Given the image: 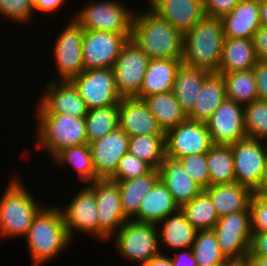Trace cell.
Returning a JSON list of instances; mask_svg holds the SVG:
<instances>
[{
	"mask_svg": "<svg viewBox=\"0 0 267 266\" xmlns=\"http://www.w3.org/2000/svg\"><path fill=\"white\" fill-rule=\"evenodd\" d=\"M134 13L119 1L92 2L78 11L74 19L84 30L108 31L120 34H132Z\"/></svg>",
	"mask_w": 267,
	"mask_h": 266,
	"instance_id": "52a82bcc",
	"label": "cell"
},
{
	"mask_svg": "<svg viewBox=\"0 0 267 266\" xmlns=\"http://www.w3.org/2000/svg\"><path fill=\"white\" fill-rule=\"evenodd\" d=\"M221 19L225 37L252 39L261 26L259 0H241Z\"/></svg>",
	"mask_w": 267,
	"mask_h": 266,
	"instance_id": "603a6c76",
	"label": "cell"
},
{
	"mask_svg": "<svg viewBox=\"0 0 267 266\" xmlns=\"http://www.w3.org/2000/svg\"><path fill=\"white\" fill-rule=\"evenodd\" d=\"M149 60L132 39L122 47L113 66L116 88L121 98H135L139 94Z\"/></svg>",
	"mask_w": 267,
	"mask_h": 266,
	"instance_id": "8fae6325",
	"label": "cell"
},
{
	"mask_svg": "<svg viewBox=\"0 0 267 266\" xmlns=\"http://www.w3.org/2000/svg\"><path fill=\"white\" fill-rule=\"evenodd\" d=\"M154 168L144 160L127 152L119 160L115 173L109 178L111 180H130L150 173Z\"/></svg>",
	"mask_w": 267,
	"mask_h": 266,
	"instance_id": "60d3db41",
	"label": "cell"
},
{
	"mask_svg": "<svg viewBox=\"0 0 267 266\" xmlns=\"http://www.w3.org/2000/svg\"><path fill=\"white\" fill-rule=\"evenodd\" d=\"M217 266H238V265L235 264L234 262H226V263H223V264L217 265Z\"/></svg>",
	"mask_w": 267,
	"mask_h": 266,
	"instance_id": "9f6ffc18",
	"label": "cell"
},
{
	"mask_svg": "<svg viewBox=\"0 0 267 266\" xmlns=\"http://www.w3.org/2000/svg\"><path fill=\"white\" fill-rule=\"evenodd\" d=\"M224 38L222 19L205 15L183 34V64L218 73Z\"/></svg>",
	"mask_w": 267,
	"mask_h": 266,
	"instance_id": "7a4b0ae2",
	"label": "cell"
},
{
	"mask_svg": "<svg viewBox=\"0 0 267 266\" xmlns=\"http://www.w3.org/2000/svg\"><path fill=\"white\" fill-rule=\"evenodd\" d=\"M257 60L267 63V27L260 26L252 37Z\"/></svg>",
	"mask_w": 267,
	"mask_h": 266,
	"instance_id": "bcb514c9",
	"label": "cell"
},
{
	"mask_svg": "<svg viewBox=\"0 0 267 266\" xmlns=\"http://www.w3.org/2000/svg\"><path fill=\"white\" fill-rule=\"evenodd\" d=\"M242 266H267V257L252 256L248 253Z\"/></svg>",
	"mask_w": 267,
	"mask_h": 266,
	"instance_id": "f5cc1de1",
	"label": "cell"
},
{
	"mask_svg": "<svg viewBox=\"0 0 267 266\" xmlns=\"http://www.w3.org/2000/svg\"><path fill=\"white\" fill-rule=\"evenodd\" d=\"M244 125L248 138L267 141V101L244 105Z\"/></svg>",
	"mask_w": 267,
	"mask_h": 266,
	"instance_id": "ab89813d",
	"label": "cell"
},
{
	"mask_svg": "<svg viewBox=\"0 0 267 266\" xmlns=\"http://www.w3.org/2000/svg\"><path fill=\"white\" fill-rule=\"evenodd\" d=\"M156 226L157 224L127 221L116 232L117 250L126 260H133L132 262H138L142 266L160 253Z\"/></svg>",
	"mask_w": 267,
	"mask_h": 266,
	"instance_id": "ba28073f",
	"label": "cell"
},
{
	"mask_svg": "<svg viewBox=\"0 0 267 266\" xmlns=\"http://www.w3.org/2000/svg\"><path fill=\"white\" fill-rule=\"evenodd\" d=\"M255 193L263 198L267 199V167L259 188L255 191Z\"/></svg>",
	"mask_w": 267,
	"mask_h": 266,
	"instance_id": "11a10c76",
	"label": "cell"
},
{
	"mask_svg": "<svg viewBox=\"0 0 267 266\" xmlns=\"http://www.w3.org/2000/svg\"><path fill=\"white\" fill-rule=\"evenodd\" d=\"M148 6L182 34L189 31L204 16L203 0H149Z\"/></svg>",
	"mask_w": 267,
	"mask_h": 266,
	"instance_id": "ffe728a7",
	"label": "cell"
},
{
	"mask_svg": "<svg viewBox=\"0 0 267 266\" xmlns=\"http://www.w3.org/2000/svg\"><path fill=\"white\" fill-rule=\"evenodd\" d=\"M46 87V95L41 97L36 114L63 113L73 117H85L88 109L71 81L60 80L57 83L52 80Z\"/></svg>",
	"mask_w": 267,
	"mask_h": 266,
	"instance_id": "ac0fdd59",
	"label": "cell"
},
{
	"mask_svg": "<svg viewBox=\"0 0 267 266\" xmlns=\"http://www.w3.org/2000/svg\"><path fill=\"white\" fill-rule=\"evenodd\" d=\"M212 145L205 122L186 119L165 132V156L172 159L207 153Z\"/></svg>",
	"mask_w": 267,
	"mask_h": 266,
	"instance_id": "4fadbf2b",
	"label": "cell"
},
{
	"mask_svg": "<svg viewBox=\"0 0 267 266\" xmlns=\"http://www.w3.org/2000/svg\"><path fill=\"white\" fill-rule=\"evenodd\" d=\"M225 99L223 77L212 73L204 81L192 110L187 114V119L206 122Z\"/></svg>",
	"mask_w": 267,
	"mask_h": 266,
	"instance_id": "f1b7e54d",
	"label": "cell"
},
{
	"mask_svg": "<svg viewBox=\"0 0 267 266\" xmlns=\"http://www.w3.org/2000/svg\"><path fill=\"white\" fill-rule=\"evenodd\" d=\"M182 63V59H150L139 94L135 98L143 100L150 95L172 91L176 73Z\"/></svg>",
	"mask_w": 267,
	"mask_h": 266,
	"instance_id": "d4e9b609",
	"label": "cell"
},
{
	"mask_svg": "<svg viewBox=\"0 0 267 266\" xmlns=\"http://www.w3.org/2000/svg\"><path fill=\"white\" fill-rule=\"evenodd\" d=\"M158 170L160 179L167 186L179 207L190 202L204 191L188 176L179 160L165 156Z\"/></svg>",
	"mask_w": 267,
	"mask_h": 266,
	"instance_id": "7402d4cb",
	"label": "cell"
},
{
	"mask_svg": "<svg viewBox=\"0 0 267 266\" xmlns=\"http://www.w3.org/2000/svg\"><path fill=\"white\" fill-rule=\"evenodd\" d=\"M159 179V170L153 169L141 177L130 180H113L118 183L122 212L129 221L137 215L142 199Z\"/></svg>",
	"mask_w": 267,
	"mask_h": 266,
	"instance_id": "4dcf8cb0",
	"label": "cell"
},
{
	"mask_svg": "<svg viewBox=\"0 0 267 266\" xmlns=\"http://www.w3.org/2000/svg\"><path fill=\"white\" fill-rule=\"evenodd\" d=\"M212 230L224 256L242 265L249 253L252 236L250 208L219 217Z\"/></svg>",
	"mask_w": 267,
	"mask_h": 266,
	"instance_id": "8992f818",
	"label": "cell"
},
{
	"mask_svg": "<svg viewBox=\"0 0 267 266\" xmlns=\"http://www.w3.org/2000/svg\"><path fill=\"white\" fill-rule=\"evenodd\" d=\"M249 208L251 233L267 232V199L253 192Z\"/></svg>",
	"mask_w": 267,
	"mask_h": 266,
	"instance_id": "ee69618b",
	"label": "cell"
},
{
	"mask_svg": "<svg viewBox=\"0 0 267 266\" xmlns=\"http://www.w3.org/2000/svg\"><path fill=\"white\" fill-rule=\"evenodd\" d=\"M128 152L159 169L165 157V135L130 136Z\"/></svg>",
	"mask_w": 267,
	"mask_h": 266,
	"instance_id": "74e56055",
	"label": "cell"
},
{
	"mask_svg": "<svg viewBox=\"0 0 267 266\" xmlns=\"http://www.w3.org/2000/svg\"><path fill=\"white\" fill-rule=\"evenodd\" d=\"M261 26L267 27V0H259Z\"/></svg>",
	"mask_w": 267,
	"mask_h": 266,
	"instance_id": "db71d44e",
	"label": "cell"
},
{
	"mask_svg": "<svg viewBox=\"0 0 267 266\" xmlns=\"http://www.w3.org/2000/svg\"><path fill=\"white\" fill-rule=\"evenodd\" d=\"M214 145H232L247 138L244 105L225 99L205 122Z\"/></svg>",
	"mask_w": 267,
	"mask_h": 266,
	"instance_id": "2e32d148",
	"label": "cell"
},
{
	"mask_svg": "<svg viewBox=\"0 0 267 266\" xmlns=\"http://www.w3.org/2000/svg\"><path fill=\"white\" fill-rule=\"evenodd\" d=\"M249 253L252 256L267 257V232L252 233Z\"/></svg>",
	"mask_w": 267,
	"mask_h": 266,
	"instance_id": "c3c4849f",
	"label": "cell"
},
{
	"mask_svg": "<svg viewBox=\"0 0 267 266\" xmlns=\"http://www.w3.org/2000/svg\"><path fill=\"white\" fill-rule=\"evenodd\" d=\"M85 122L88 144L103 138L119 127V104L89 109Z\"/></svg>",
	"mask_w": 267,
	"mask_h": 266,
	"instance_id": "e575fe53",
	"label": "cell"
},
{
	"mask_svg": "<svg viewBox=\"0 0 267 266\" xmlns=\"http://www.w3.org/2000/svg\"><path fill=\"white\" fill-rule=\"evenodd\" d=\"M64 1L66 0H33L34 2V11L41 12H55L58 8L63 5Z\"/></svg>",
	"mask_w": 267,
	"mask_h": 266,
	"instance_id": "f907efd6",
	"label": "cell"
},
{
	"mask_svg": "<svg viewBox=\"0 0 267 266\" xmlns=\"http://www.w3.org/2000/svg\"><path fill=\"white\" fill-rule=\"evenodd\" d=\"M37 145L54 157L60 150L87 143L85 117L68 114H36Z\"/></svg>",
	"mask_w": 267,
	"mask_h": 266,
	"instance_id": "5b68a950",
	"label": "cell"
},
{
	"mask_svg": "<svg viewBox=\"0 0 267 266\" xmlns=\"http://www.w3.org/2000/svg\"><path fill=\"white\" fill-rule=\"evenodd\" d=\"M258 99L267 101V63L258 61L253 67Z\"/></svg>",
	"mask_w": 267,
	"mask_h": 266,
	"instance_id": "7dc6e473",
	"label": "cell"
},
{
	"mask_svg": "<svg viewBox=\"0 0 267 266\" xmlns=\"http://www.w3.org/2000/svg\"><path fill=\"white\" fill-rule=\"evenodd\" d=\"M257 62L252 39L224 38L218 73L250 70Z\"/></svg>",
	"mask_w": 267,
	"mask_h": 266,
	"instance_id": "4316f807",
	"label": "cell"
},
{
	"mask_svg": "<svg viewBox=\"0 0 267 266\" xmlns=\"http://www.w3.org/2000/svg\"><path fill=\"white\" fill-rule=\"evenodd\" d=\"M171 258L173 266H198L192 248L188 251L184 249L181 253H175Z\"/></svg>",
	"mask_w": 267,
	"mask_h": 266,
	"instance_id": "681fc988",
	"label": "cell"
},
{
	"mask_svg": "<svg viewBox=\"0 0 267 266\" xmlns=\"http://www.w3.org/2000/svg\"><path fill=\"white\" fill-rule=\"evenodd\" d=\"M210 186L235 183L231 145H212L206 153Z\"/></svg>",
	"mask_w": 267,
	"mask_h": 266,
	"instance_id": "d6a6232c",
	"label": "cell"
},
{
	"mask_svg": "<svg viewBox=\"0 0 267 266\" xmlns=\"http://www.w3.org/2000/svg\"><path fill=\"white\" fill-rule=\"evenodd\" d=\"M262 140L245 138L231 145L235 182L255 192L267 167V149Z\"/></svg>",
	"mask_w": 267,
	"mask_h": 266,
	"instance_id": "9c48e42d",
	"label": "cell"
},
{
	"mask_svg": "<svg viewBox=\"0 0 267 266\" xmlns=\"http://www.w3.org/2000/svg\"><path fill=\"white\" fill-rule=\"evenodd\" d=\"M53 159L57 164H70L78 172L80 180L86 184L95 181V170L89 144H81L60 150Z\"/></svg>",
	"mask_w": 267,
	"mask_h": 266,
	"instance_id": "8d00e7d4",
	"label": "cell"
},
{
	"mask_svg": "<svg viewBox=\"0 0 267 266\" xmlns=\"http://www.w3.org/2000/svg\"><path fill=\"white\" fill-rule=\"evenodd\" d=\"M137 266V265H136ZM142 266H173L170 255L162 254L161 252L153 256Z\"/></svg>",
	"mask_w": 267,
	"mask_h": 266,
	"instance_id": "816d5d0a",
	"label": "cell"
},
{
	"mask_svg": "<svg viewBox=\"0 0 267 266\" xmlns=\"http://www.w3.org/2000/svg\"><path fill=\"white\" fill-rule=\"evenodd\" d=\"M129 136L118 127L103 138L89 143L96 179L110 178L119 160L128 152Z\"/></svg>",
	"mask_w": 267,
	"mask_h": 266,
	"instance_id": "e0dca14e",
	"label": "cell"
},
{
	"mask_svg": "<svg viewBox=\"0 0 267 266\" xmlns=\"http://www.w3.org/2000/svg\"><path fill=\"white\" fill-rule=\"evenodd\" d=\"M84 31L73 18L56 39L53 54L61 81H71L84 71L82 53Z\"/></svg>",
	"mask_w": 267,
	"mask_h": 266,
	"instance_id": "9a60e30c",
	"label": "cell"
},
{
	"mask_svg": "<svg viewBox=\"0 0 267 266\" xmlns=\"http://www.w3.org/2000/svg\"><path fill=\"white\" fill-rule=\"evenodd\" d=\"M71 82L88 110L120 104L122 99L116 88L113 68L84 70Z\"/></svg>",
	"mask_w": 267,
	"mask_h": 266,
	"instance_id": "7c38bea8",
	"label": "cell"
},
{
	"mask_svg": "<svg viewBox=\"0 0 267 266\" xmlns=\"http://www.w3.org/2000/svg\"><path fill=\"white\" fill-rule=\"evenodd\" d=\"M211 199L212 205L219 217L245 211L250 204L253 192L239 183L211 185L204 189Z\"/></svg>",
	"mask_w": 267,
	"mask_h": 266,
	"instance_id": "484cf974",
	"label": "cell"
},
{
	"mask_svg": "<svg viewBox=\"0 0 267 266\" xmlns=\"http://www.w3.org/2000/svg\"><path fill=\"white\" fill-rule=\"evenodd\" d=\"M26 240L33 266L59 256L72 240L66 231L60 207H43L34 217Z\"/></svg>",
	"mask_w": 267,
	"mask_h": 266,
	"instance_id": "3957f363",
	"label": "cell"
},
{
	"mask_svg": "<svg viewBox=\"0 0 267 266\" xmlns=\"http://www.w3.org/2000/svg\"><path fill=\"white\" fill-rule=\"evenodd\" d=\"M143 101L164 132L187 119L186 113L182 110L172 91L150 95Z\"/></svg>",
	"mask_w": 267,
	"mask_h": 266,
	"instance_id": "1f68e13d",
	"label": "cell"
},
{
	"mask_svg": "<svg viewBox=\"0 0 267 266\" xmlns=\"http://www.w3.org/2000/svg\"><path fill=\"white\" fill-rule=\"evenodd\" d=\"M161 226L159 232V242L162 241L168 249L180 250L192 248L197 230L186 219L184 213L179 209L162 219L158 224Z\"/></svg>",
	"mask_w": 267,
	"mask_h": 266,
	"instance_id": "f546056e",
	"label": "cell"
},
{
	"mask_svg": "<svg viewBox=\"0 0 267 266\" xmlns=\"http://www.w3.org/2000/svg\"><path fill=\"white\" fill-rule=\"evenodd\" d=\"M180 209L167 186L159 179L142 199L138 213L131 221L157 224Z\"/></svg>",
	"mask_w": 267,
	"mask_h": 266,
	"instance_id": "cb8c5ba5",
	"label": "cell"
},
{
	"mask_svg": "<svg viewBox=\"0 0 267 266\" xmlns=\"http://www.w3.org/2000/svg\"><path fill=\"white\" fill-rule=\"evenodd\" d=\"M192 251L198 266H217L232 262L222 253L213 230L198 231Z\"/></svg>",
	"mask_w": 267,
	"mask_h": 266,
	"instance_id": "f35d334b",
	"label": "cell"
},
{
	"mask_svg": "<svg viewBox=\"0 0 267 266\" xmlns=\"http://www.w3.org/2000/svg\"><path fill=\"white\" fill-rule=\"evenodd\" d=\"M132 34L85 30L82 41L84 70L113 68Z\"/></svg>",
	"mask_w": 267,
	"mask_h": 266,
	"instance_id": "5bb4252c",
	"label": "cell"
},
{
	"mask_svg": "<svg viewBox=\"0 0 267 266\" xmlns=\"http://www.w3.org/2000/svg\"><path fill=\"white\" fill-rule=\"evenodd\" d=\"M97 201L98 238L107 241L129 221L121 208V197L118 183L109 178L96 179L88 185Z\"/></svg>",
	"mask_w": 267,
	"mask_h": 266,
	"instance_id": "30bf717a",
	"label": "cell"
},
{
	"mask_svg": "<svg viewBox=\"0 0 267 266\" xmlns=\"http://www.w3.org/2000/svg\"><path fill=\"white\" fill-rule=\"evenodd\" d=\"M6 186L0 199V237H26L34 217L44 207L37 205L33 196L17 176Z\"/></svg>",
	"mask_w": 267,
	"mask_h": 266,
	"instance_id": "277c9868",
	"label": "cell"
},
{
	"mask_svg": "<svg viewBox=\"0 0 267 266\" xmlns=\"http://www.w3.org/2000/svg\"><path fill=\"white\" fill-rule=\"evenodd\" d=\"M222 75L226 98L237 104L248 105L258 100V92L253 69L231 73H217Z\"/></svg>",
	"mask_w": 267,
	"mask_h": 266,
	"instance_id": "836d02e7",
	"label": "cell"
},
{
	"mask_svg": "<svg viewBox=\"0 0 267 266\" xmlns=\"http://www.w3.org/2000/svg\"><path fill=\"white\" fill-rule=\"evenodd\" d=\"M69 238L74 229L98 237V210L94 191L88 186L77 193L65 208H60Z\"/></svg>",
	"mask_w": 267,
	"mask_h": 266,
	"instance_id": "d6986e66",
	"label": "cell"
},
{
	"mask_svg": "<svg viewBox=\"0 0 267 266\" xmlns=\"http://www.w3.org/2000/svg\"><path fill=\"white\" fill-rule=\"evenodd\" d=\"M180 210L197 231L212 230L219 219L211 199L204 191L183 204Z\"/></svg>",
	"mask_w": 267,
	"mask_h": 266,
	"instance_id": "d590c367",
	"label": "cell"
},
{
	"mask_svg": "<svg viewBox=\"0 0 267 266\" xmlns=\"http://www.w3.org/2000/svg\"><path fill=\"white\" fill-rule=\"evenodd\" d=\"M188 176L203 189L210 187V173L206 161V153L187 155L178 159Z\"/></svg>",
	"mask_w": 267,
	"mask_h": 266,
	"instance_id": "b9f144b4",
	"label": "cell"
},
{
	"mask_svg": "<svg viewBox=\"0 0 267 266\" xmlns=\"http://www.w3.org/2000/svg\"><path fill=\"white\" fill-rule=\"evenodd\" d=\"M131 39L150 59H182L183 34L150 9L134 12Z\"/></svg>",
	"mask_w": 267,
	"mask_h": 266,
	"instance_id": "6da1fadb",
	"label": "cell"
},
{
	"mask_svg": "<svg viewBox=\"0 0 267 266\" xmlns=\"http://www.w3.org/2000/svg\"><path fill=\"white\" fill-rule=\"evenodd\" d=\"M212 73L181 64L176 73L172 92L186 115L192 110L204 81Z\"/></svg>",
	"mask_w": 267,
	"mask_h": 266,
	"instance_id": "83f0119b",
	"label": "cell"
},
{
	"mask_svg": "<svg viewBox=\"0 0 267 266\" xmlns=\"http://www.w3.org/2000/svg\"><path fill=\"white\" fill-rule=\"evenodd\" d=\"M33 13V0H0V15L10 20L26 24L31 21Z\"/></svg>",
	"mask_w": 267,
	"mask_h": 266,
	"instance_id": "7bdbcfd3",
	"label": "cell"
},
{
	"mask_svg": "<svg viewBox=\"0 0 267 266\" xmlns=\"http://www.w3.org/2000/svg\"><path fill=\"white\" fill-rule=\"evenodd\" d=\"M119 127L129 137L165 135L144 101L136 98H122L120 100Z\"/></svg>",
	"mask_w": 267,
	"mask_h": 266,
	"instance_id": "44dd1931",
	"label": "cell"
},
{
	"mask_svg": "<svg viewBox=\"0 0 267 266\" xmlns=\"http://www.w3.org/2000/svg\"><path fill=\"white\" fill-rule=\"evenodd\" d=\"M241 0H203L205 15L222 18Z\"/></svg>",
	"mask_w": 267,
	"mask_h": 266,
	"instance_id": "f6af8a7d",
	"label": "cell"
}]
</instances>
